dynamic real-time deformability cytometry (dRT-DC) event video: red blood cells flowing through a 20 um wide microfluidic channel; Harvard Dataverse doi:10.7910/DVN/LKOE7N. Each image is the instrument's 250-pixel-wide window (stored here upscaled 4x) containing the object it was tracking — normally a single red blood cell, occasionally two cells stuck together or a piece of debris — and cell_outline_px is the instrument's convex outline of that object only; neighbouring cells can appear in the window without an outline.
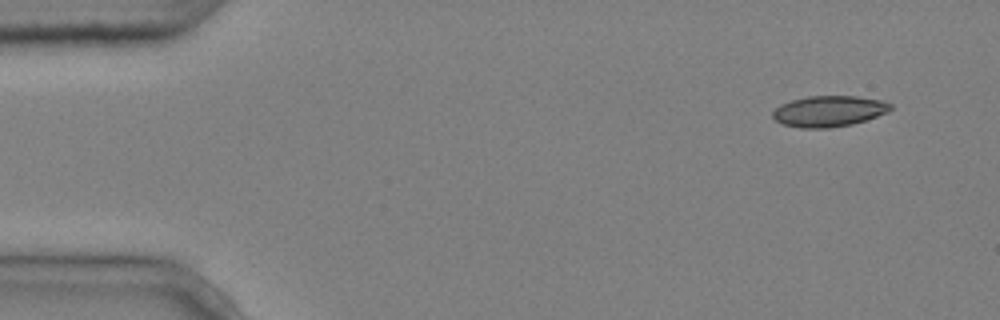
{"species": "common noctule bat (a hibernating species)", "species_latin": "Nyctalus noctula", "temperature_condition": "cold", "stored_images_in_passage": 4, "camera_frame_rate_fps": 3000, "um_per_image_px": 0.085, "animal": {"sex": "male", "body_mass_g": 20.4}, "frame": {"image": 1, "passage_image": 1, "time_ms": 0.0, "image_size_px": [1000, 320], "cell_outline_px": [[892, 108], [888, 112], [852, 124], [828, 128], [800, 128], [784, 124], [776, 120], [772, 116], [772, 112], [780, 104], [792, 100], [808, 96], [856, 96], [880, 100], [892, 104]], "centroid_in_image_um": [70.44, 9.45], "position_along_channel_um": 14.6, "area_um2": 21.1}}